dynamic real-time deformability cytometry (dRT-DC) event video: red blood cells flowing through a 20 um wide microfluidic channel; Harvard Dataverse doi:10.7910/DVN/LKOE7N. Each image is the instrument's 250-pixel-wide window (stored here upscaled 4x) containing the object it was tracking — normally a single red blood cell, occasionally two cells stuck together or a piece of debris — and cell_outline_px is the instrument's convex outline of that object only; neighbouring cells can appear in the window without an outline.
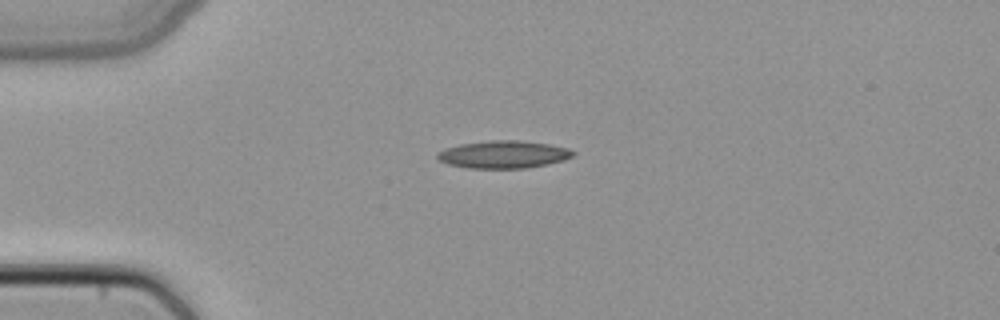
{"species": "common noctule bat (a hibernating species)", "species_latin": "Nyctalus noctula", "temperature_condition": "cold", "stored_images_in_passage": 2, "camera_frame_rate_fps": 3000, "um_per_image_px": 0.085, "animal": {"sex": "female", "body_mass_g": 22.7, "forearm_length_mm": 54.2}, "frame": {"image": 1, "passage_image": 1, "time_ms": 0.0, "image_size_px": [1000, 320], "cell_outline_px": [[576, 152], [572, 156], [564, 160], [548, 164], [528, 168], [468, 168], [448, 164], [440, 160], [436, 156], [444, 148], [460, 144], [488, 140], [524, 140], [548, 144], [568, 148]], "centroid_in_image_um": [42.82, 13.12], "position_along_channel_um": 42.2, "area_um2": 21.85}}